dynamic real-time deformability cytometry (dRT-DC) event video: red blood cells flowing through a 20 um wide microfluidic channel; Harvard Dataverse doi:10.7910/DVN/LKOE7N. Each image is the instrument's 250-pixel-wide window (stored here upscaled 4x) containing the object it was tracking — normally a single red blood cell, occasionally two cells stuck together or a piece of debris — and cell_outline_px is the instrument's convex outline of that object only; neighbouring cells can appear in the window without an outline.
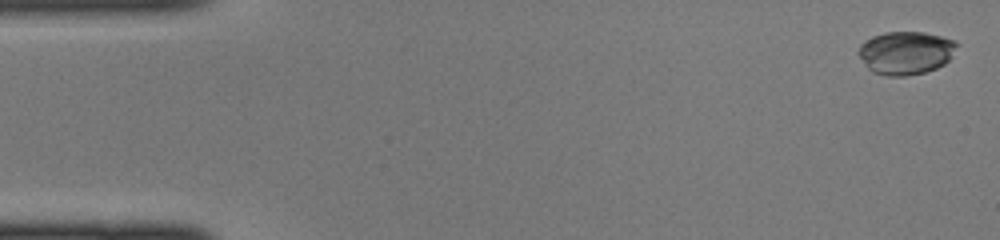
{"species": "common noctule bat (a hibernating species)", "species_latin": "Nyctalus noctula", "temperature_condition": "cold", "stored_images_in_passage": 44, "camera_frame_rate_fps": 3000, "um_per_image_px": 0.085, "animal": {"sex": "female", "body_mass_g": 22.0, "forearm_length_mm": 56.7}, "frame": {"image": 1, "passage_image": 1, "time_ms": 0.0, "image_size_px": [1000, 240], "cell_outline_px": [[956, 44], [952, 56], [944, 64], [936, 68], [924, 72], [908, 76], [888, 76], [872, 72], [868, 68], [856, 52], [860, 44], [872, 36], [884, 32], [924, 32], [940, 36], [952, 40]], "centroid_in_image_um": [76.94, 4.49], "position_along_channel_um": 8.1, "area_um2": 24.62}}
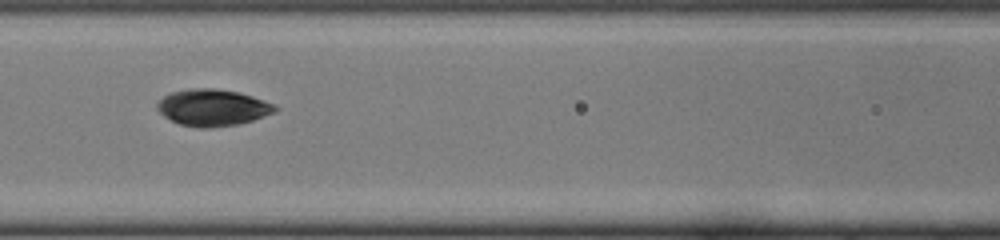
{"frame": {"image": 2, "passage_image": 19, "time_ms": 6.0, "image_size_px": [1000, 240], "cell_outline_px": [[280, 108], [276, 112], [252, 120], [236, 124], [204, 128], [200, 128], [180, 124], [164, 116], [156, 108], [156, 104], [164, 96], [172, 92], [188, 88], [216, 88], [240, 92], [276, 104]], "centroid_in_image_um": [18.1, 9.13], "position_along_channel_um": 148.5, "area_um2": 25.2}}
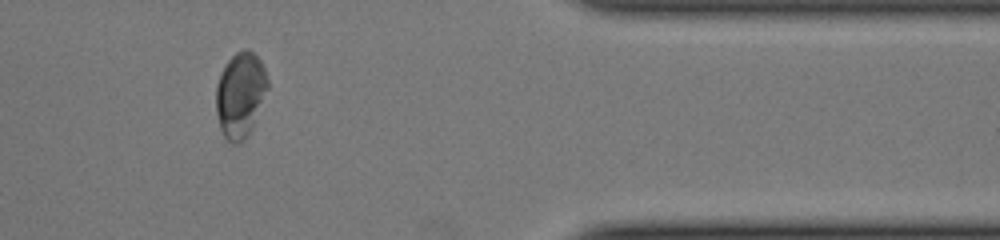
{"frame": {"image": 3, "passage_image": 37, "time_ms": 12.0, "image_size_px": [1000, 240], "cell_outline_px": [[268, 88], [252, 128], [244, 140], [236, 144], [232, 144], [224, 136], [220, 128], [216, 112], [216, 84], [220, 72], [224, 64], [236, 52], [244, 48], [248, 48], [260, 60], [264, 68], [268, 80]], "centroid_in_image_um": [20.41, 8.04], "position_along_channel_um": 391.0, "area_um2": 25.78}}